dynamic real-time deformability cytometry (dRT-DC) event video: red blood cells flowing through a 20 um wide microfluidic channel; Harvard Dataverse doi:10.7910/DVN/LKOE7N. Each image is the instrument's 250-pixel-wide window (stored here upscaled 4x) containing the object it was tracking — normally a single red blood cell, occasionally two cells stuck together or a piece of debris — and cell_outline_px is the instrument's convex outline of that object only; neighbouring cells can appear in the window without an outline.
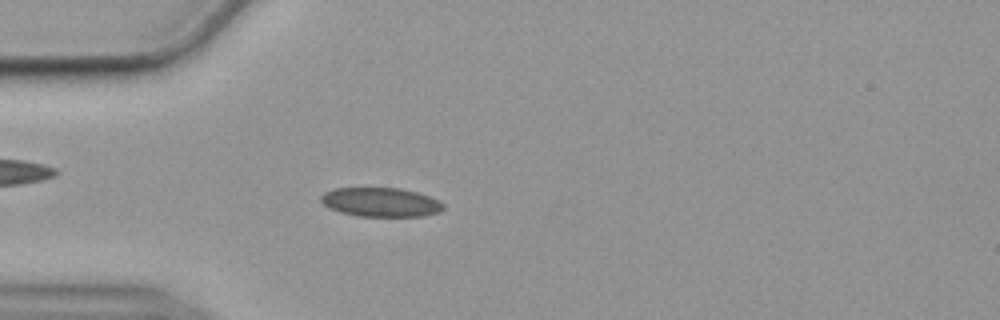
{"species": "common noctule bat (a hibernating species)", "species_latin": "Nyctalus noctula", "temperature_condition": "cold", "stored_images_in_passage": 56, "camera_frame_rate_fps": 3000, "um_per_image_px": 0.085, "animal": {"sex": "female", "body_mass_g": 19.9}, "frame": {"image": 1, "passage_image": 15, "time_ms": 4.667, "image_size_px": [1000, 320], "cell_outline_px": [[444, 208], [440, 212], [424, 216], [356, 216], [340, 212], [328, 208], [320, 200], [320, 196], [324, 192], [336, 188], [400, 188], [416, 192], [428, 196], [444, 204]], "centroid_in_image_um": [32.34, 17.19], "position_along_channel_um": 52.7, "area_um2": 20.75}}
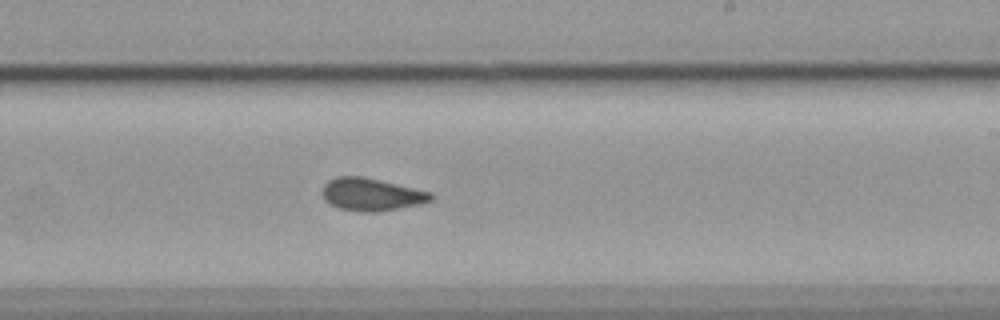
{"frame": {"image": 2, "passage_image": 33, "time_ms": 10.667, "image_size_px": [1000, 320], "cell_outline_px": [[436, 196], [432, 200], [420, 204], [376, 212], [360, 212], [340, 208], [324, 200], [320, 192], [324, 184], [328, 180], [336, 176], [364, 176], [432, 192]], "centroid_in_image_um": [31.56, 16.51], "position_along_channel_um": 257.4, "area_um2": 20.87}}
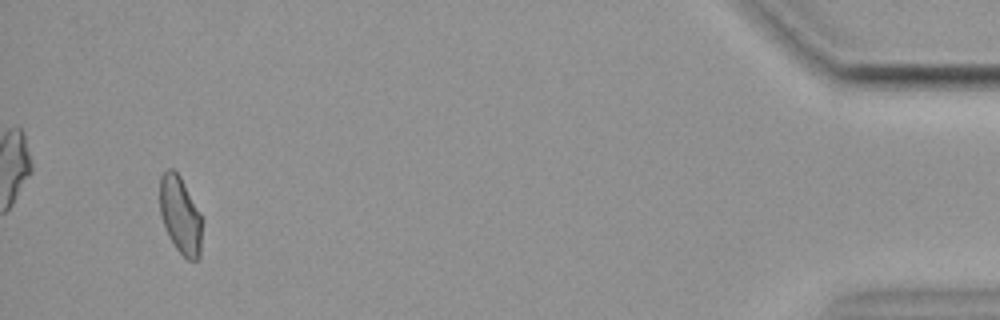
{"frame": {"image": 3, "passage_image": 53, "time_ms": 17.333, "image_size_px": [1000, 320], "cell_outline_px": [[200, 256], [196, 260], [188, 260], [176, 248], [168, 236], [160, 216], [160, 176], [168, 168], [172, 168], [180, 176], [200, 212]], "centroid_in_image_um": [15.29, 18.27], "position_along_channel_um": 419.9, "area_um2": 18.79}, "authors_computed_cell_mechanics": {"area_um2": 20.7213, "velocity_mm_per_s": 3.5585, "shape_relaxation_time_tau1_ms": null, "shape_relaxation_time_tau2_ms": 2.0005, "deformation_change_tau1": null, "deformation_change_tau2": 0.0656}}